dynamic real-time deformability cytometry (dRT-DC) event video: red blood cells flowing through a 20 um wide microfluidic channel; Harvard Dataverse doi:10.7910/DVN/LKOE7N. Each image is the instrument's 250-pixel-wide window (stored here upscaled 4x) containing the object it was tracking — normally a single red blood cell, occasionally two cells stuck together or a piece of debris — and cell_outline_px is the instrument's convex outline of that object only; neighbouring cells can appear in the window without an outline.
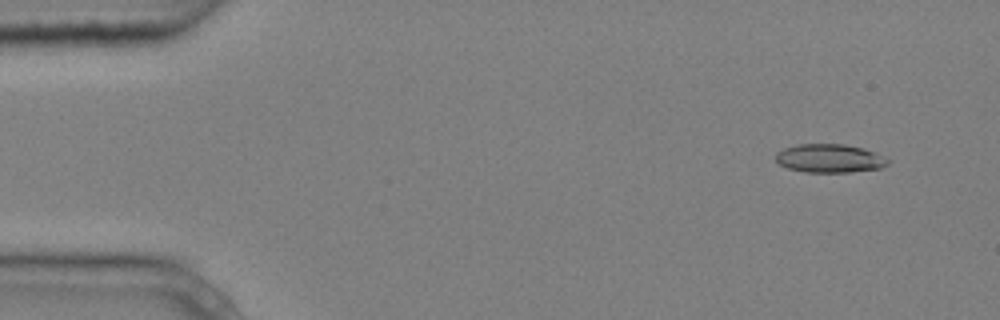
{"species": "common noctule bat (a hibernating species)", "species_latin": "Nyctalus noctula", "temperature_condition": "cold", "stored_images_in_passage": 4, "camera_frame_rate_fps": 3000, "um_per_image_px": 0.085, "animal": {"sex": "male", "body_mass_g": 20.4}, "frame": {"image": 1, "passage_image": 1, "time_ms": 0.0, "image_size_px": [1000, 320], "cell_outline_px": [[892, 160], [888, 164], [880, 168], [852, 172], [804, 172], [788, 168], [780, 164], [776, 160], [776, 152], [784, 148], [796, 144], [844, 144], [864, 148]], "centroid_in_image_um": [70.53, 13.46], "position_along_channel_um": 14.5, "area_um2": 18.73}}
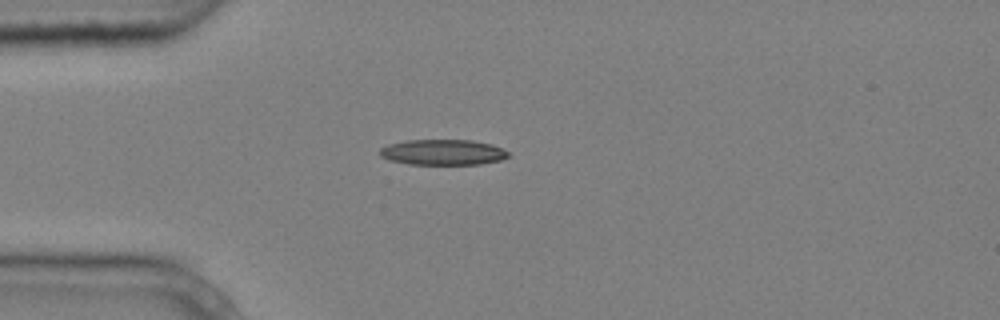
{"frame": {"image": 2, "passage_image": 3, "time_ms": 0.667, "image_size_px": [1000, 320], "cell_outline_px": [[512, 156], [500, 160], [480, 164], [408, 164], [388, 160], [380, 156], [380, 148], [388, 144], [408, 140], [472, 140], [492, 144], [512, 152]], "centroid_in_image_um": [37.69, 12.94], "position_along_channel_um": 47.3, "area_um2": 19.36}}